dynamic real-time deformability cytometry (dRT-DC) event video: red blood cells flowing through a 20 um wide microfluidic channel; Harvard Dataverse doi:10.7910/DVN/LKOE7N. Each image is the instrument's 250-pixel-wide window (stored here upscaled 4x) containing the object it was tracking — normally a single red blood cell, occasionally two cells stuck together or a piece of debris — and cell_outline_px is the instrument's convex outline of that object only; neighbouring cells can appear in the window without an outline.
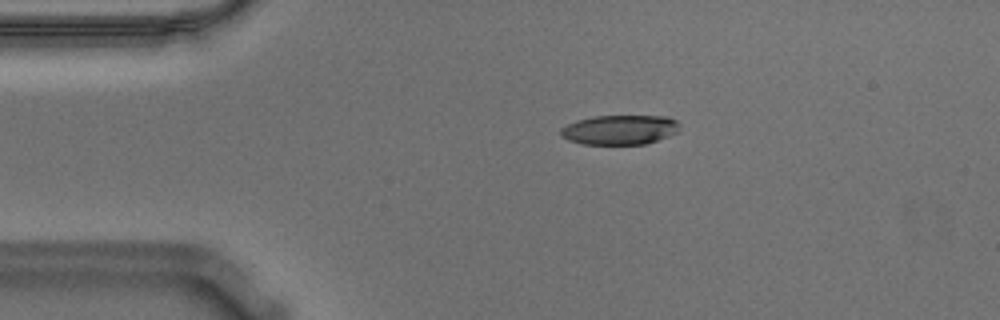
{"species": "Egyptian fruit bat (a non-hibernating species)", "species_latin": "Rousettus aegyptiacus", "temperature_condition": "warm", "stored_images_in_passage": 47, "camera_frame_rate_fps": 3000, "um_per_image_px": 0.085, "animal": {"sex": "male"}, "frame": {"image": 1, "passage_image": 2, "time_ms": 0.333, "image_size_px": [1000, 320], "cell_outline_px": [[680, 132], [644, 144], [580, 144], [568, 140], [560, 136], [560, 128], [576, 120], [596, 116], [668, 116], [676, 120], [680, 124]], "centroid_in_image_um": [52.69, 11.03], "position_along_channel_um": 32.3, "area_um2": 20.69}}
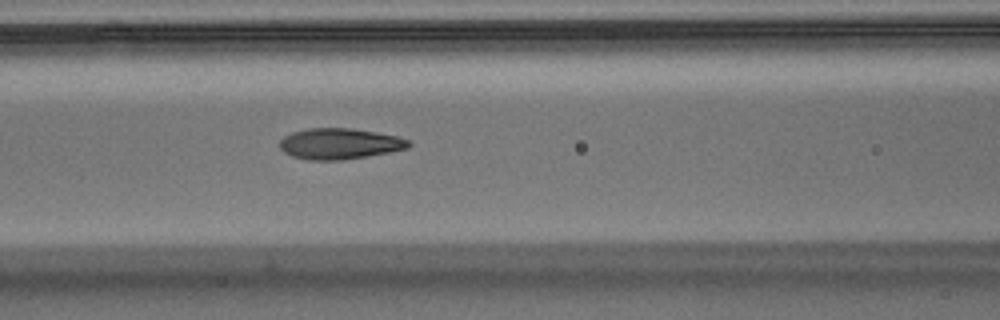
{"frame": {"image": 2, "passage_image": 14, "time_ms": 4.333, "image_size_px": [1000, 320], "cell_outline_px": [[412, 144], [408, 148], [388, 152], [344, 160], [308, 160], [292, 156], [284, 152], [280, 148], [280, 140], [284, 136], [292, 132], [308, 128], [352, 128], [376, 132], [396, 136], [408, 140]], "centroid_in_image_um": [28.84, 12.21], "position_along_channel_um": 137.8, "area_um2": 23.18}}
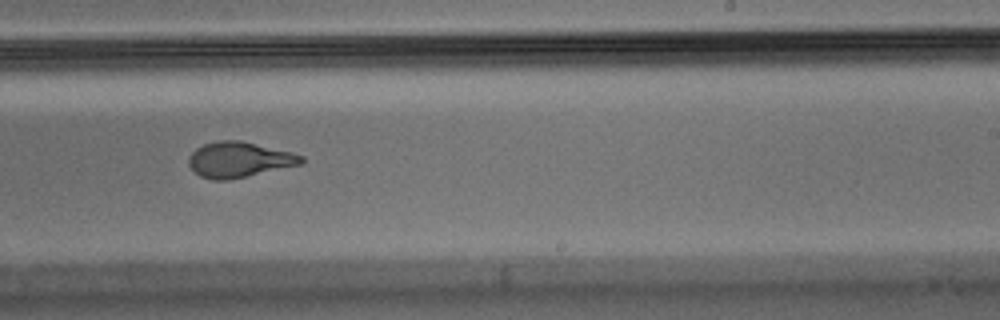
{"frame": {"image": 3, "passage_image": 25, "time_ms": 8.0, "image_size_px": [1000, 320], "cell_outline_px": [[304, 160], [300, 164], [228, 180], [212, 180], [200, 176], [188, 164], [188, 156], [196, 148], [204, 144], [220, 140], [240, 140], [292, 152], [304, 156]], "centroid_in_image_um": [20.3, 13.56], "position_along_channel_um": 268.7, "area_um2": 23.06}, "authors_computed_cell_mechanics": {"area_um2": 23.409, "velocity_mm_per_s": 3.5782, "shape_relaxation_time_tau1_ms": 5.8261, "shape_relaxation_time_tau2_ms": 1.3683, "deformation_change_tau1": 0.2168, "deformation_change_tau2": 0.084}}